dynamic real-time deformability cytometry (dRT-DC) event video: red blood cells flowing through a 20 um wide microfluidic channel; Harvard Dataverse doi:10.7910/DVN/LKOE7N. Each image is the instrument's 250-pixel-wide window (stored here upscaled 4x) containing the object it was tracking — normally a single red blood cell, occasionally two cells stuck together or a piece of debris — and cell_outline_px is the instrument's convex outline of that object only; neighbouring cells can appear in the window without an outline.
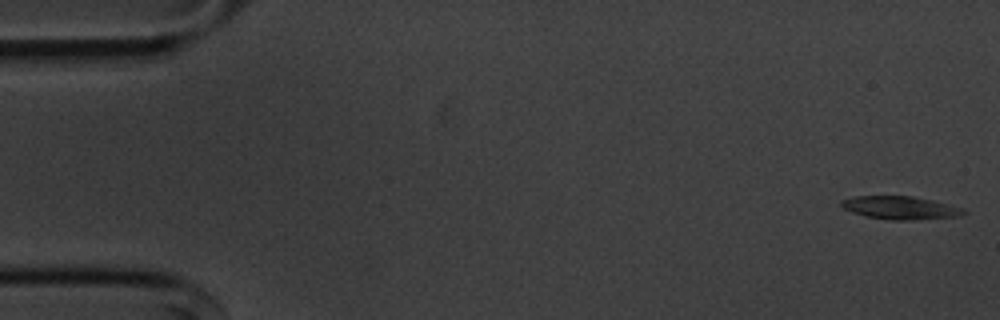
{"species": "common noctule bat (a hibernating species)", "species_latin": "Nyctalus noctula", "temperature_condition": "cold", "stored_images_in_passage": 54, "camera_frame_rate_fps": 3000, "um_per_image_px": 0.085, "animal": {"sex": "male", "body_mass_g": 20.1, "forearm_length_mm": 53.5}, "frame": {"image": 1, "passage_image": 1, "time_ms": 0.0, "image_size_px": [1000, 320], "cell_outline_px": [[968, 212], [960, 216], [912, 220], [888, 220], [868, 216], [852, 212], [844, 208], [840, 204], [840, 200], [852, 196], [912, 196], [932, 200], [964, 208]], "centroid_in_image_um": [76.54, 17.66], "position_along_channel_um": 8.5, "area_um2": 16.47}}
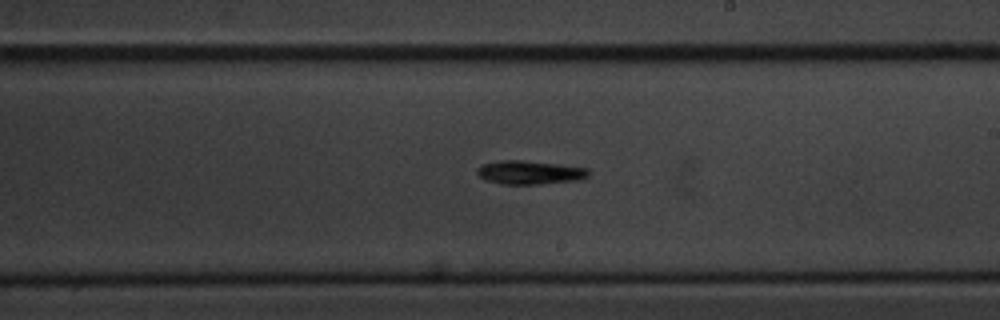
{"frame": {"image": 2, "passage_image": 31, "time_ms": 10.0, "image_size_px": [1000, 320], "cell_outline_px": [[588, 176], [580, 180], [540, 184], [504, 184], [488, 180], [480, 176], [476, 172], [476, 168], [484, 164], [500, 160], [524, 160], [560, 164], [588, 168]], "centroid_in_image_um": [45.05, 14.65], "position_along_channel_um": 243.9, "area_um2": 15.32}}
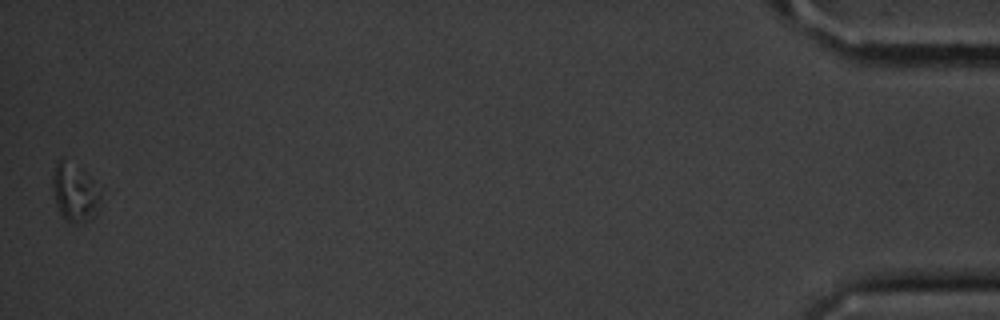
{"frame": {"image": 3, "passage_image": 54, "time_ms": 17.667, "image_size_px": [1000, 320], "cell_outline_px": [[104, 188], [96, 212], [88, 220], [76, 224], [72, 224], [64, 220], [56, 204], [52, 188], [52, 176], [56, 164], [60, 156], [80, 168]], "centroid_in_image_um": [6.38, 16.34], "position_along_channel_um": 428.8, "area_um2": 16.7}, "authors_computed_cell_mechanics": {"area_um2": 15.0569, "velocity_mm_per_s": 3.6207, "shape_relaxation_time_tau1_ms": 1.9102, "shape_relaxation_time_tau2_ms": null, "deformation_change_tau1": 0.0762, "deformation_change_tau2": null}}